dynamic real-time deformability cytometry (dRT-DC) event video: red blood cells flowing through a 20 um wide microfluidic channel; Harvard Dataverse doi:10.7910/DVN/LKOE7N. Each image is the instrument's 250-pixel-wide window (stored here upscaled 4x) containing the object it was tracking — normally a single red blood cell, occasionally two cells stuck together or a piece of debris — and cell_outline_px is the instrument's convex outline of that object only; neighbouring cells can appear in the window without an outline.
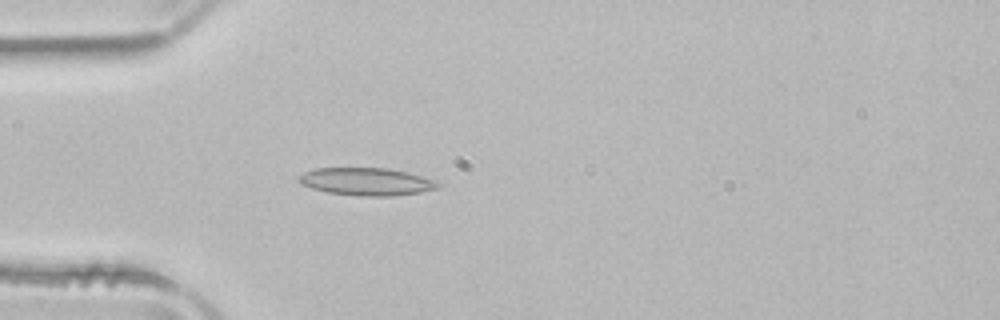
{"species": "common noctule bat (a hibernating species)", "species_latin": "Nyctalus noctula", "temperature_condition": "room temperature", "stored_images_in_passage": 37, "camera_frame_rate_fps": 3000, "um_per_image_px": 0.085, "animal": {"sex": "male", "body_mass_g": 21.5, "forearm_length_mm": 52.0}, "frame": {"image": 1, "passage_image": 1, "time_ms": 0.0, "image_size_px": [1000, 320], "cell_outline_px": [[444, 184], [440, 188], [420, 192], [392, 196], [360, 196], [328, 192], [312, 188], [300, 184], [296, 180], [296, 176], [304, 172], [316, 168], [388, 168], [408, 172]], "centroid_in_image_um": [31.13, 15.43], "position_along_channel_um": 53.9, "area_um2": 22.54}}
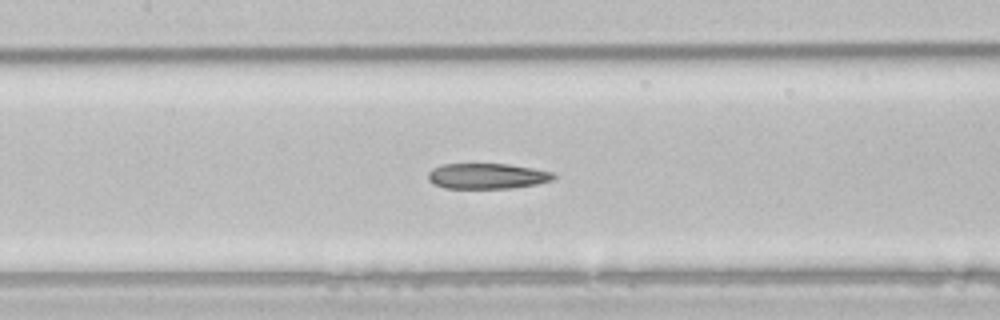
{"frame": {"image": 2, "passage_image": 10, "time_ms": 3.0, "image_size_px": [1000, 320], "cell_outline_px": [[556, 176], [552, 180], [536, 184], [512, 188], [444, 188], [432, 184], [428, 180], [428, 172], [432, 168], [440, 164], [508, 164], [532, 168], [552, 172]], "centroid_in_image_um": [41.35, 14.96], "position_along_channel_um": 166.0, "area_um2": 18.73}}
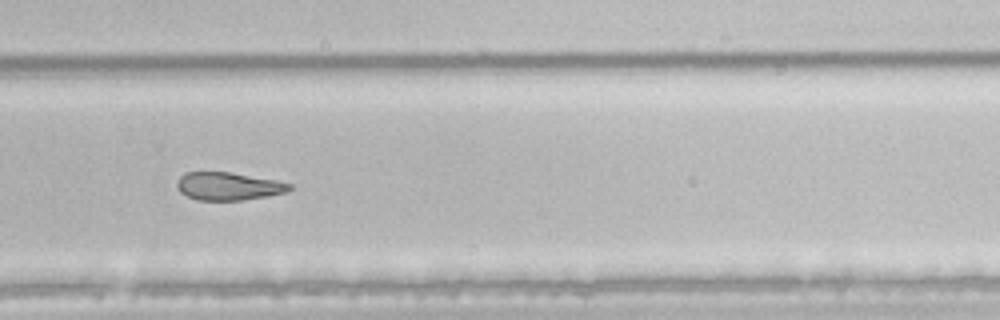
{"frame": {"image": 3, "passage_image": 21, "time_ms": 6.667, "image_size_px": [1000, 320], "cell_outline_px": [[292, 188], [288, 192], [268, 196], [244, 200], [196, 200], [180, 192], [176, 184], [176, 180], [184, 172], [228, 172], [276, 180], [292, 184]], "centroid_in_image_um": [19.41, 15.83], "position_along_channel_um": 310.4, "area_um2": 18.38}, "authors_computed_cell_mechanics": {"area_um2": 19.9988, "velocity_mm_per_s": 3.9578, "shape_relaxation_time_tau1_ms": 8.9405, "shape_relaxation_time_tau2_ms": 5.0316, "deformation_change_tau1": 0.1901, "deformation_change_tau2": 0.1457}}